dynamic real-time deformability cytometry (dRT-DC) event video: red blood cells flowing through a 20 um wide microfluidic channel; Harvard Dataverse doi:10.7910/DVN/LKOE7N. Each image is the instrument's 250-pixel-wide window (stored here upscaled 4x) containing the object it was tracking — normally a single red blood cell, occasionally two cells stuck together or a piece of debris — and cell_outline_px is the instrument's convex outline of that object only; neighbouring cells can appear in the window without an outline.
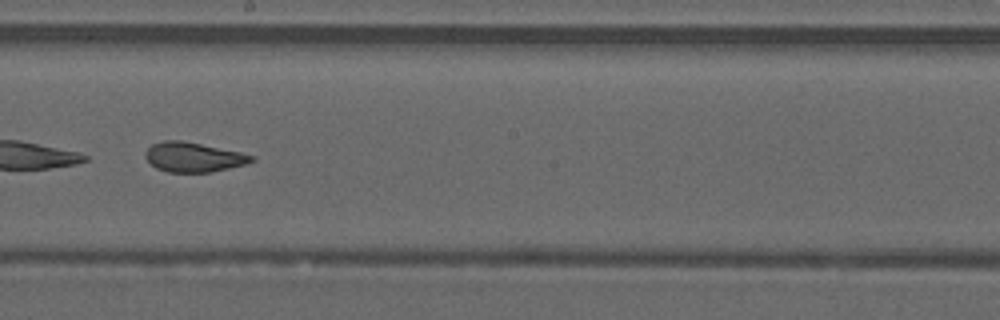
{"species": "common noctule bat (a hibernating species)", "species_latin": "Nyctalus noctula", "temperature_condition": "warm", "stored_images_in_passage": 49, "camera_frame_rate_fps": 3000, "um_per_image_px": 0.085, "animal": {"sex": "male", "forearm_length_mm": 52.5}, "frame": {"image": 1, "passage_image": 28, "time_ms": 9.0, "image_size_px": [1000, 320], "cell_outline_px": [[256, 160], [248, 164], [212, 172], [168, 172], [156, 168], [144, 156], [144, 152], [152, 144], [164, 140], [184, 140], [240, 152], [256, 156]], "centroid_in_image_um": [16.48, 13.35], "position_along_channel_um": 231.7, "area_um2": 18.55}}